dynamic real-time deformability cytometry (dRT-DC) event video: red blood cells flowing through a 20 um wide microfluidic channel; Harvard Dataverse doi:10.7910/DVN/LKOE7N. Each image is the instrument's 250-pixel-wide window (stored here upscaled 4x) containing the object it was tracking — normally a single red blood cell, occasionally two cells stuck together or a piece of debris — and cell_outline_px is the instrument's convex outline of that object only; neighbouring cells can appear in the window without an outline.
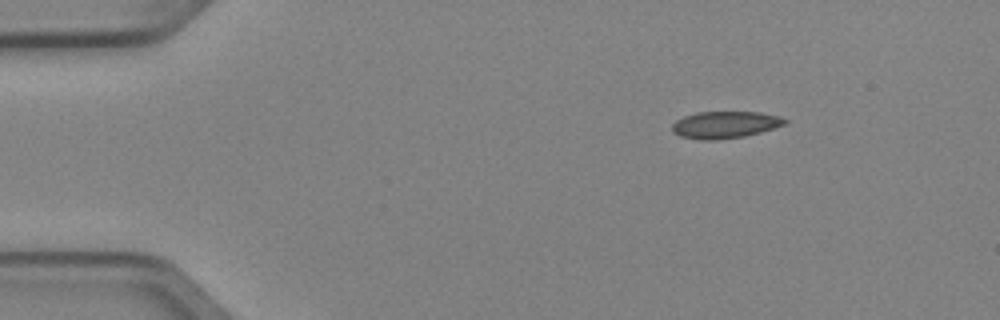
{"species": "Egyptian fruit bat (a non-hibernating species)", "species_latin": "Rousettus aegyptiacus", "temperature_condition": "cold", "stored_images_in_passage": 3, "camera_frame_rate_fps": 3000, "um_per_image_px": 0.085, "animal": {"sex": "female"}, "frame": {"image": 1, "passage_image": 1, "time_ms": 0.0, "image_size_px": [1000, 320], "cell_outline_px": [[788, 120], [784, 124], [760, 132], [744, 136], [716, 140], [700, 140], [680, 136], [672, 132], [672, 124], [676, 120], [684, 116], [696, 112], [760, 112], [776, 116]], "centroid_in_image_um": [61.56, 10.6], "position_along_channel_um": 23.4, "area_um2": 17.57}}